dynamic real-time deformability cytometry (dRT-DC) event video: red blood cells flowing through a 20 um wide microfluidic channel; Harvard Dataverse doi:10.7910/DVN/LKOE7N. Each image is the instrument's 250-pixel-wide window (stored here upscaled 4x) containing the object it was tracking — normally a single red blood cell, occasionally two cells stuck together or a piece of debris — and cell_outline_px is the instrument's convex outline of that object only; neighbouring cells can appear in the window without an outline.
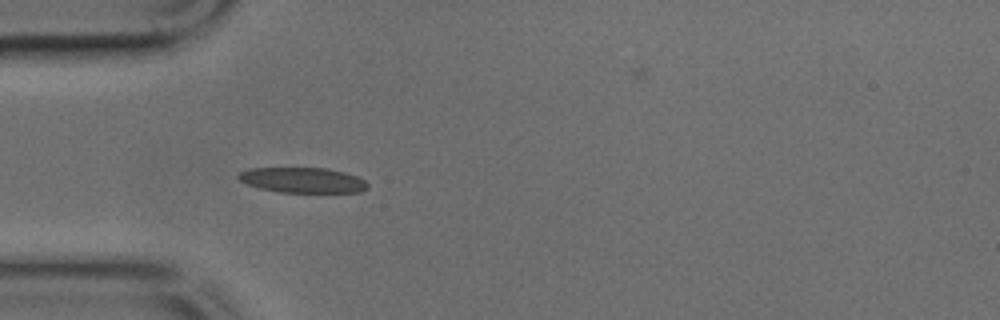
{"species": "common noctule bat (a hibernating species)", "species_latin": "Nyctalus noctula", "temperature_condition": "cold", "stored_images_in_passage": 26, "camera_frame_rate_fps": 3000, "um_per_image_px": 0.085, "animal": {"sex": "male", "body_mass_g": 17.9, "forearm_length_mm": 54.2}, "frame": {"image": 1, "passage_image": 1, "time_ms": 0.0, "image_size_px": [1000, 320], "cell_outline_px": [[368, 188], [360, 192], [280, 192], [260, 188], [248, 184], [240, 180], [236, 176], [240, 172], [248, 168], [328, 168], [344, 172], [356, 176], [364, 180], [368, 184]], "centroid_in_image_um": [25.73, 15.3], "position_along_channel_um": 59.3, "area_um2": 18.96}}
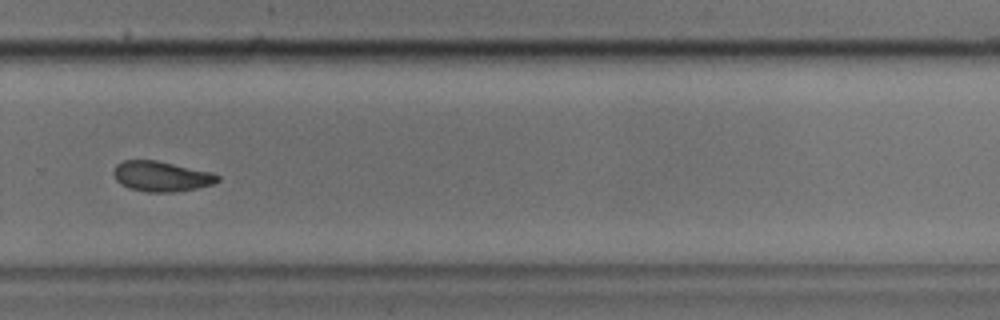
{"frame": {"image": 2, "passage_image": 20, "time_ms": 6.333, "image_size_px": [1000, 320], "cell_outline_px": [[220, 180], [212, 184], [196, 188], [172, 192], [148, 192], [128, 188], [120, 184], [116, 180], [112, 172], [116, 164], [124, 160], [156, 160], [212, 172], [220, 176]], "centroid_in_image_um": [13.69, 14.98], "position_along_channel_um": 316.1, "area_um2": 18.38}}
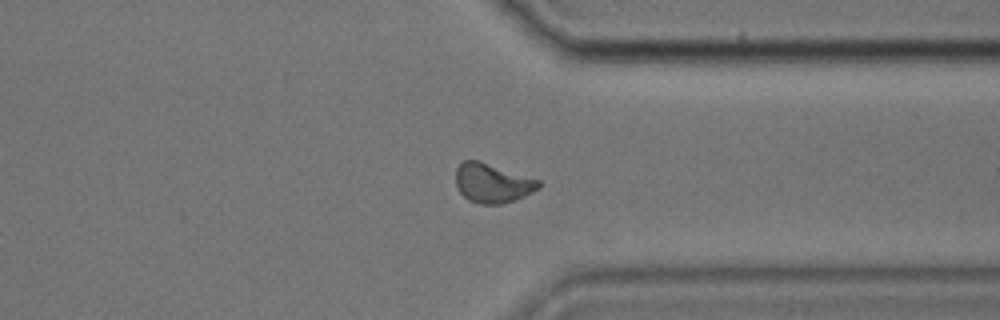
{"frame": {"image": 3, "passage_image": 24, "time_ms": 7.667, "image_size_px": [1000, 320], "cell_outline_px": [[540, 188], [524, 196], [500, 204], [476, 204], [468, 200], [456, 188], [456, 168], [464, 160], [476, 160], [540, 180]], "centroid_in_image_um": [41.82, 15.58], "position_along_channel_um": 369.6, "area_um2": 18.79}}